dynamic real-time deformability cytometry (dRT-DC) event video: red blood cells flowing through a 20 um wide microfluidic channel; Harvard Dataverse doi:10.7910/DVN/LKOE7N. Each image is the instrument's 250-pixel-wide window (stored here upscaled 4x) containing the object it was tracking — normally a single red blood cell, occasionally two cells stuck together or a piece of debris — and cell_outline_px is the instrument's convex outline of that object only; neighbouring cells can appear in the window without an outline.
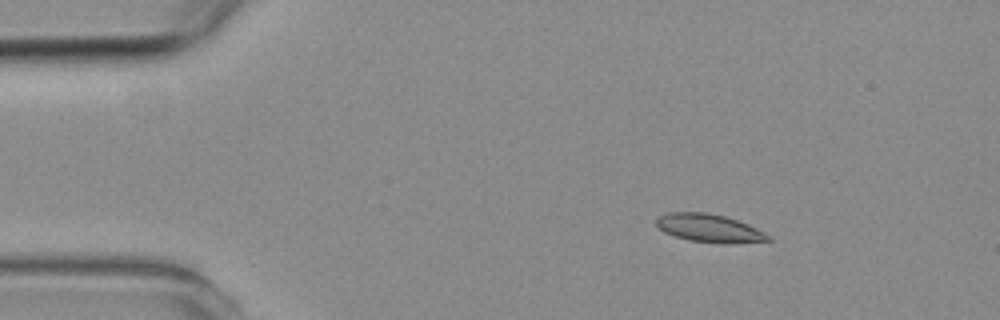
{"species": "common noctule bat (a hibernating species)", "species_latin": "Nyctalus noctula", "temperature_condition": "room temperature", "stored_images_in_passage": 4, "camera_frame_rate_fps": 3000, "um_per_image_px": 0.085, "animal": {"sex": "female", "body_mass_g": 19.3, "forearm_length_mm": 54.1}, "frame": {"image": 1, "passage_image": 2, "time_ms": 2.0, "image_size_px": [1000, 320], "cell_outline_px": [[772, 240], [688, 240], [664, 232], [656, 224], [656, 216], [668, 212], [704, 212], [724, 216], [748, 224], [772, 236]], "centroid_in_image_um": [60.16, 19.31], "position_along_channel_um": 24.8, "area_um2": 17.11}}